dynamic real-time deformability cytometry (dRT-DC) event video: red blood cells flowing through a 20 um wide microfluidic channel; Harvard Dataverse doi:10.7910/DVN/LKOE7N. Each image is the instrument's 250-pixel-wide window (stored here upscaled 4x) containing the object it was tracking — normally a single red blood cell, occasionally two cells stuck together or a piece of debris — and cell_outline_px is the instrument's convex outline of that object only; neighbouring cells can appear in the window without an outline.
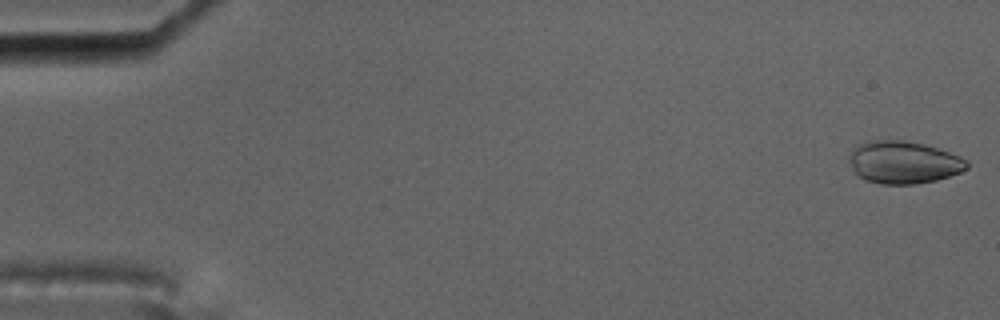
{"species": "common noctule bat (a hibernating species)", "species_latin": "Nyctalus noctula", "temperature_condition": "cold", "stored_images_in_passage": 57, "camera_frame_rate_fps": 3000, "um_per_image_px": 0.085, "animal": {"sex": "male", "body_mass_g": 17.5, "forearm_length_mm": 52.3}, "frame": {"image": 1, "passage_image": 1, "time_ms": 0.0, "image_size_px": [1000, 320], "cell_outline_px": [[968, 168], [960, 172], [936, 180], [916, 184], [880, 184], [868, 180], [860, 176], [852, 168], [848, 160], [852, 148], [856, 144], [868, 140], [904, 140], [936, 148], [960, 156], [968, 160]], "centroid_in_image_um": [76.78, 13.79], "position_along_channel_um": 8.2, "area_um2": 29.07}}